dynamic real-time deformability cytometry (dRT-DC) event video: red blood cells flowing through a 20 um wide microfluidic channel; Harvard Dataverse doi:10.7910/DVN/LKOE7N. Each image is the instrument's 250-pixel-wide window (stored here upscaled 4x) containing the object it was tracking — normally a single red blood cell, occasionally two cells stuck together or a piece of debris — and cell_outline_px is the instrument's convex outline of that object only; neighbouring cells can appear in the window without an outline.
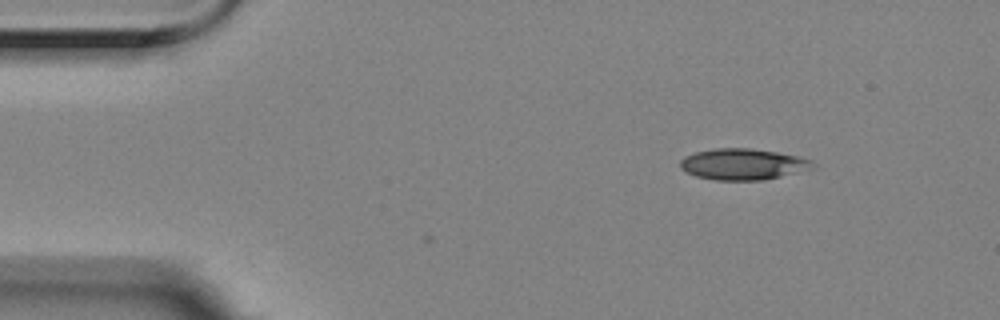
{"species": "Egyptian fruit bat (a non-hibernating species)", "species_latin": "Rousettus aegyptiacus", "temperature_condition": "room temperature", "stored_images_in_passage": 3, "camera_frame_rate_fps": 3000, "um_per_image_px": 0.085, "animal": {"sex": "female"}, "frame": {"image": 1, "passage_image": 1, "time_ms": 0.0, "image_size_px": [1000, 320], "cell_outline_px": [[820, 168], [764, 180], [716, 180], [696, 176], [684, 172], [680, 168], [680, 160], [684, 156], [696, 152], [716, 148], [748, 148], [776, 152], [796, 156], [812, 160]], "centroid_in_image_um": [63.2, 13.97], "position_along_channel_um": 21.8, "area_um2": 24.39}}